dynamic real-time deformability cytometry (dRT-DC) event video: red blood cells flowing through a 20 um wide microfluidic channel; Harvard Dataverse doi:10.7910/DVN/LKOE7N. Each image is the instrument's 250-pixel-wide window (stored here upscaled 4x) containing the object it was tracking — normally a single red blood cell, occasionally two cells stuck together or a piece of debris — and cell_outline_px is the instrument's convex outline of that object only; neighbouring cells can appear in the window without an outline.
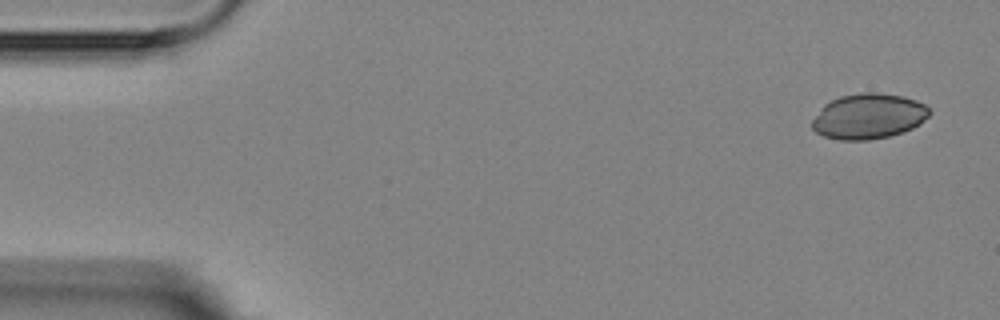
{"species": "Egyptian fruit bat (a non-hibernating species)", "species_latin": "Rousettus aegyptiacus", "temperature_condition": "room temperature", "stored_images_in_passage": 6, "camera_frame_rate_fps": 3000, "um_per_image_px": 0.085, "animal": {"sex": "female"}, "frame": {"image": 1, "passage_image": 1, "time_ms": 0.0, "image_size_px": [1000, 320], "cell_outline_px": [[932, 112], [920, 124], [904, 132], [888, 136], [868, 140], [840, 140], [824, 136], [816, 132], [812, 128], [812, 120], [824, 104], [840, 96], [860, 92], [876, 92], [900, 96], [916, 100], [924, 104]], "centroid_in_image_um": [73.82, 9.88], "position_along_channel_um": 11.2, "area_um2": 30.98}}
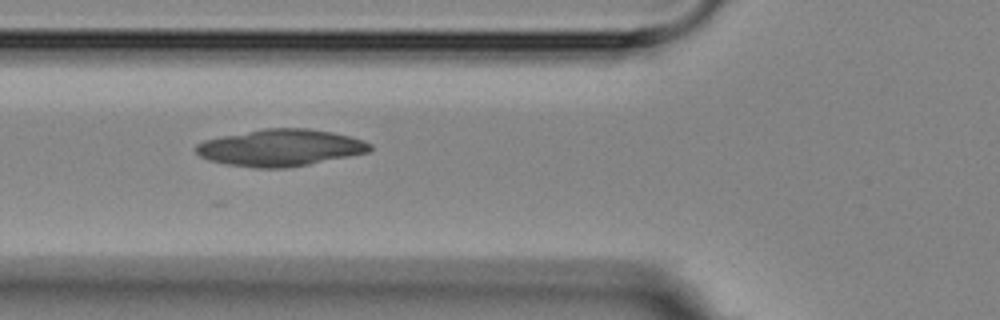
{"frame": {"image": 2, "passage_image": 6, "time_ms": 5.667, "image_size_px": [1000, 320], "cell_outline_px": [[372, 148], [368, 152], [308, 164], [284, 168], [252, 168], [224, 164], [208, 160], [200, 156], [196, 152], [196, 144], [204, 140], [264, 128], [308, 128], [332, 132], [364, 140], [372, 144]], "centroid_in_image_um": [23.82, 12.56], "position_along_channel_um": 102.0, "area_um2": 37.17}}